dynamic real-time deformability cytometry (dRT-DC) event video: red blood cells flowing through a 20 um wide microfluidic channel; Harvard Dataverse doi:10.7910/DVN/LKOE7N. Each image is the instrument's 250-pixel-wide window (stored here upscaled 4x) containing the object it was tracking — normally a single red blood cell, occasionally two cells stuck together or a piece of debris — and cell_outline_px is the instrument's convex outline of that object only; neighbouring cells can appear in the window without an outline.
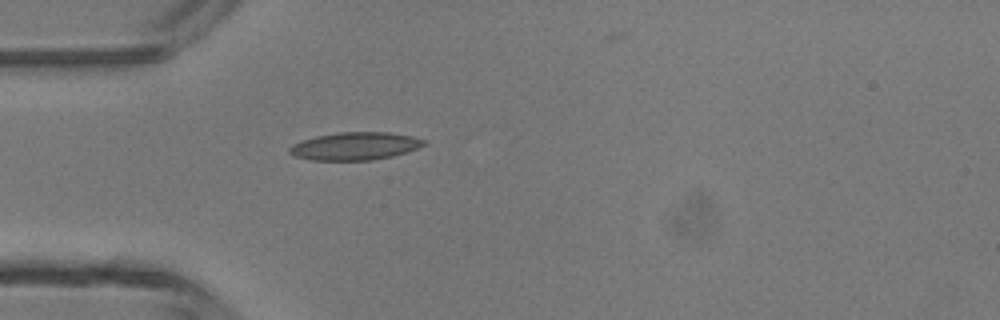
{"species": "common noctule bat (a hibernating species)", "species_latin": "Nyctalus noctula", "temperature_condition": "room temperature", "stored_images_in_passage": 1, "camera_frame_rate_fps": 3000, "um_per_image_px": 0.085, "animal": {"sex": "male", "body_mass_g": 13.3}, "frame": {"image": 1, "passage_image": 1, "time_ms": 0.0, "image_size_px": [1000, 320], "cell_outline_px": [[428, 144], [392, 156], [372, 160], [312, 160], [296, 156], [288, 152], [288, 148], [292, 144], [316, 136], [340, 132], [388, 132], [412, 136], [424, 140]], "centroid_in_image_um": [30.17, 12.41], "position_along_channel_um": 54.8, "area_um2": 21.56}}